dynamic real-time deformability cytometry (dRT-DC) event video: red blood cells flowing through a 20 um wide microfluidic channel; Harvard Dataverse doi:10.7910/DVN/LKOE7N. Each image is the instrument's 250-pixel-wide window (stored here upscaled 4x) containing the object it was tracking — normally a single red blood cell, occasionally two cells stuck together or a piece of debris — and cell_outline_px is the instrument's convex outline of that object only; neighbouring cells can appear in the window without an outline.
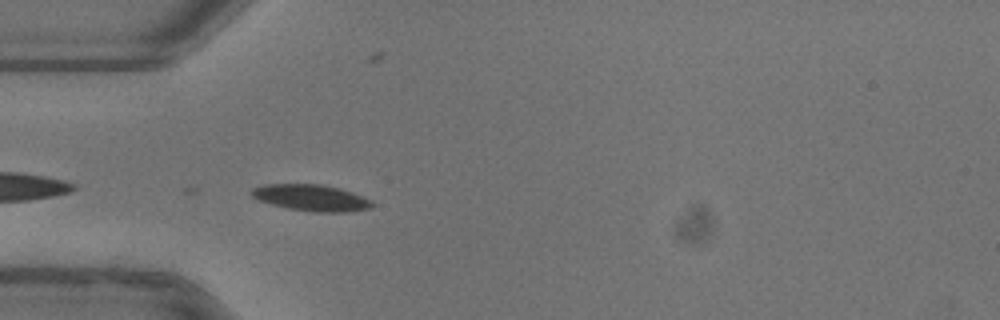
{"species": "common noctule bat (a hibernating species)", "species_latin": "Nyctalus noctula", "temperature_condition": "warm", "stored_images_in_passage": 4, "camera_frame_rate_fps": 3000, "um_per_image_px": 0.085, "animal": {"sex": "female"}, "frame": {"image": 1, "passage_image": 2, "time_ms": 0.333, "image_size_px": [1000, 320], "cell_outline_px": [[372, 204], [368, 208], [352, 212], [312, 212], [288, 208], [272, 204], [260, 200], [252, 196], [252, 188], [264, 184], [320, 184], [352, 192], [372, 200]], "centroid_in_image_um": [26.46, 16.81], "position_along_channel_um": 58.5, "area_um2": 18.32}}